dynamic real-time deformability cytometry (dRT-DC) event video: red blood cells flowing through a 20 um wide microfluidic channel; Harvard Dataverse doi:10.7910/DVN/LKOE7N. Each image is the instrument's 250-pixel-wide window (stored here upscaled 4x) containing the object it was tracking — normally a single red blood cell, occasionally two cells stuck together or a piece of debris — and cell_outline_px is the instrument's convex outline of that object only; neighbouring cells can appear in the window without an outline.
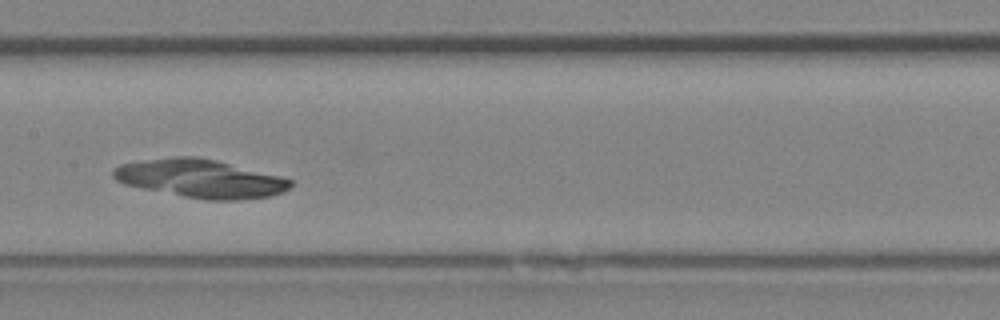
{"species": "Egyptian fruit bat (a non-hibernating species)", "species_latin": "Rousettus aegyptiacus", "temperature_condition": "room temperature", "stored_images_in_passage": 34, "camera_frame_rate_fps": 3000, "um_per_image_px": 0.085, "animal": {"sex": "female"}, "frame": {"image": 1, "passage_image": 17, "time_ms": 5.333, "image_size_px": [1000, 320], "cell_outline_px": [[292, 184], [284, 192], [268, 196], [236, 200], [208, 200], [184, 196], [124, 184], [116, 180], [112, 176], [112, 168], [120, 164], [172, 156], [196, 156], [216, 160], [280, 176], [292, 180]], "centroid_in_image_um": [17.02, 15.17], "position_along_channel_um": 190.4, "area_um2": 39.19}}
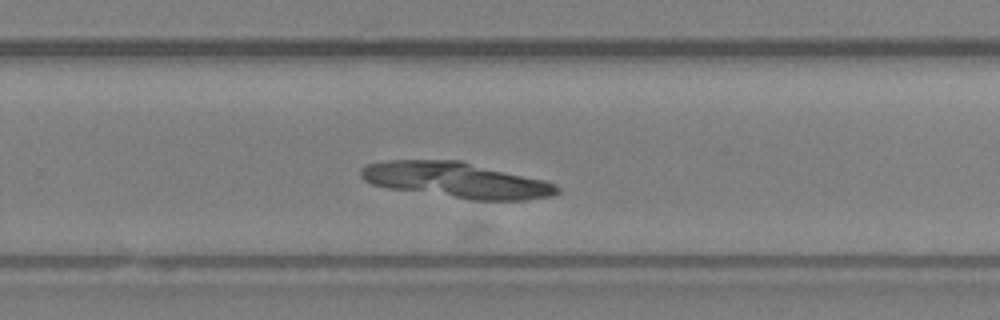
{"frame": {"image": 2, "passage_image": 22, "time_ms": 7.0, "image_size_px": [1000, 320], "cell_outline_px": [[560, 192], [552, 196], [528, 200], [468, 200], [388, 188], [372, 184], [364, 180], [360, 176], [360, 168], [368, 164], [388, 160], [460, 160], [544, 180], [556, 184], [560, 188]], "centroid_in_image_um": [38.8, 15.32], "position_along_channel_um": 291.0, "area_um2": 40.98}}